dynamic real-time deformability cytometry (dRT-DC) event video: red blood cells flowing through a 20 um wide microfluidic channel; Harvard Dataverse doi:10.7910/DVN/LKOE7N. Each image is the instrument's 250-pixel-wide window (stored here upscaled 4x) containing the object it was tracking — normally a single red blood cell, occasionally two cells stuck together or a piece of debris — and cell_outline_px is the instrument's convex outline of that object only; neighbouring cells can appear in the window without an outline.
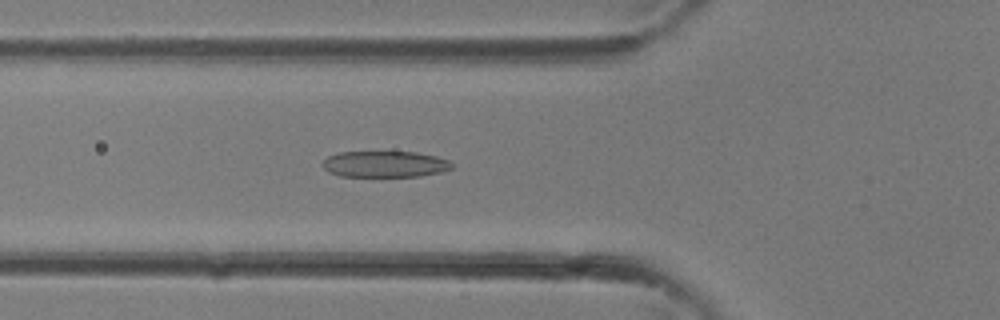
{"species": "common noctule bat (a hibernating species)", "species_latin": "Nyctalus noctula", "temperature_condition": "room temperature", "stored_images_in_passage": 35, "camera_frame_rate_fps": 3000, "um_per_image_px": 0.085, "animal": {"sex": "female"}, "frame": {"image": 1, "passage_image": 13, "time_ms": 4.0, "image_size_px": [1000, 320], "cell_outline_px": [[452, 168], [444, 172], [420, 176], [340, 176], [328, 172], [320, 164], [328, 156], [340, 152], [416, 152], [436, 156], [448, 160], [452, 164]], "centroid_in_image_um": [32.71, 13.95], "position_along_channel_um": 93.1, "area_um2": 19.83}}
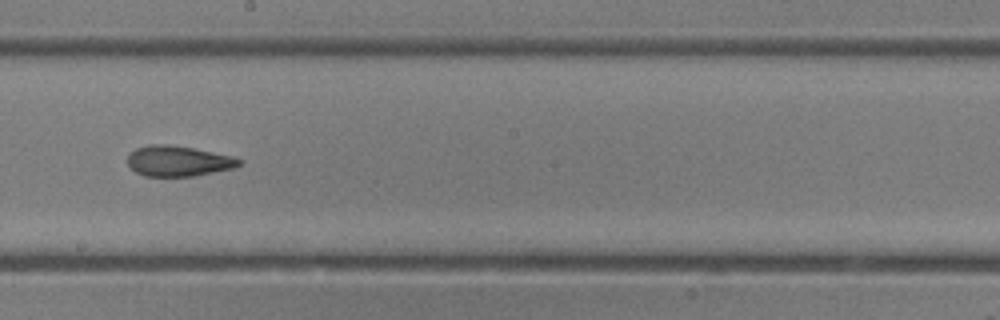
{"frame": {"image": 2, "passage_image": 20, "time_ms": 6.333, "image_size_px": [1000, 320], "cell_outline_px": [[244, 164], [232, 168], [192, 176], [144, 176], [136, 172], [128, 164], [128, 152], [136, 148], [148, 144], [168, 144], [192, 148], [232, 156], [244, 160]], "centroid_in_image_um": [15.14, 13.68], "position_along_channel_um": 233.1, "area_um2": 19.83}}
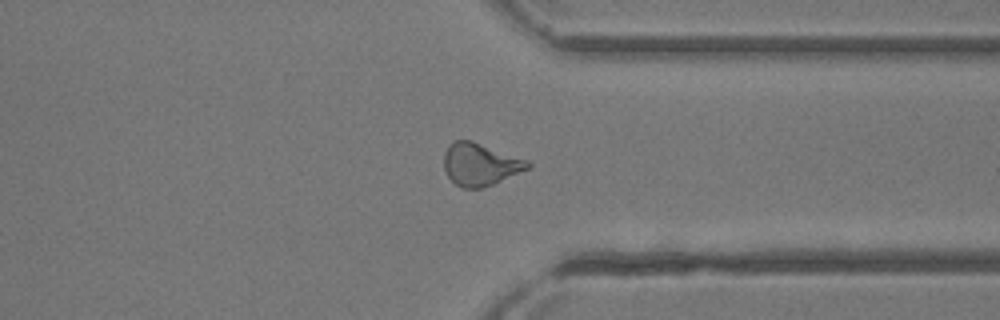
{"frame": {"image": 3, "passage_image": 27, "time_ms": 8.667, "image_size_px": [1000, 320], "cell_outline_px": [[532, 164], [528, 168], [492, 184], [480, 188], [460, 188], [448, 176], [444, 168], [444, 152], [448, 144], [452, 140], [472, 140], [528, 160]], "centroid_in_image_um": [40.78, 13.94], "position_along_channel_um": 370.6, "area_um2": 20.63}}